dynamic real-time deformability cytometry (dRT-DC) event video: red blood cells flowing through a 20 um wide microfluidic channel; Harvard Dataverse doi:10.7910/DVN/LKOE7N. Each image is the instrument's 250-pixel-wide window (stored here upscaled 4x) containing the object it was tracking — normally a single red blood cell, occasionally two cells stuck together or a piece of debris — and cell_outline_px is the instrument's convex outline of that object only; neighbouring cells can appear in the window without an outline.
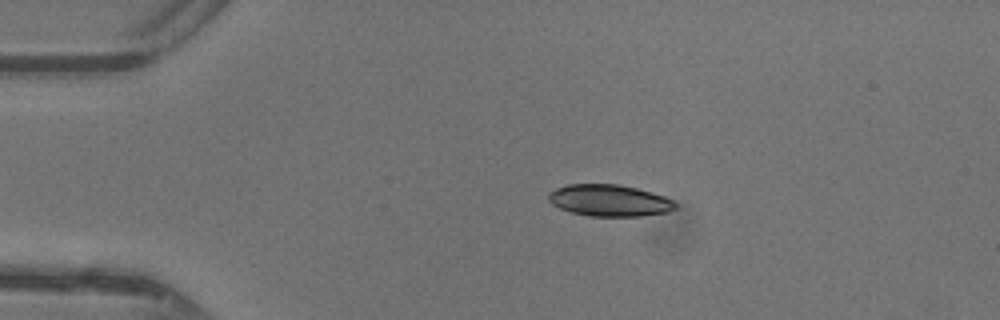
{"species": "common noctule bat (a hibernating species)", "species_latin": "Nyctalus noctula", "temperature_condition": "warm", "stored_images_in_passage": 38, "camera_frame_rate_fps": 3000, "um_per_image_px": 0.085, "animal": {"sex": "female"}, "frame": {"image": 1, "passage_image": 1, "time_ms": 0.0, "image_size_px": [1000, 320], "cell_outline_px": [[676, 208], [668, 212], [640, 216], [592, 216], [572, 212], [560, 208], [552, 204], [548, 200], [548, 192], [556, 188], [568, 184], [620, 184], [652, 192], [664, 196], [672, 200], [676, 204]], "centroid_in_image_um": [51.79, 17.03], "position_along_channel_um": 33.2, "area_um2": 23.41}}
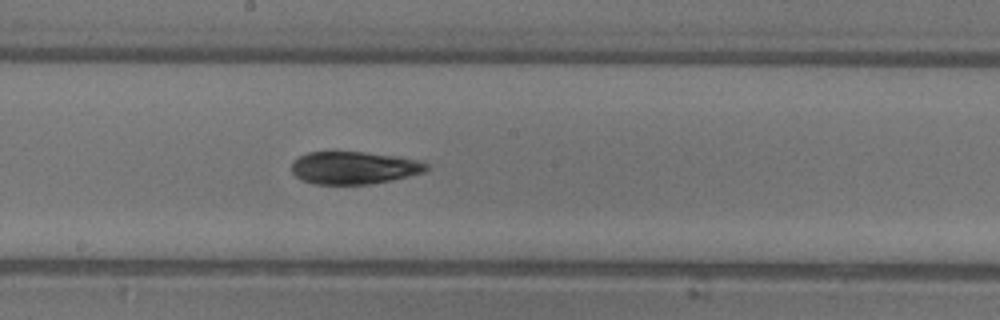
{"frame": {"image": 2, "passage_image": 17, "time_ms": 5.333, "image_size_px": [1000, 320], "cell_outline_px": [[428, 168], [424, 172], [392, 180], [368, 184], [316, 184], [300, 180], [292, 172], [292, 164], [300, 156], [308, 152], [364, 152], [396, 156], [416, 160], [428, 164]], "centroid_in_image_um": [30.08, 14.26], "position_along_channel_um": 218.1, "area_um2": 25.37}}
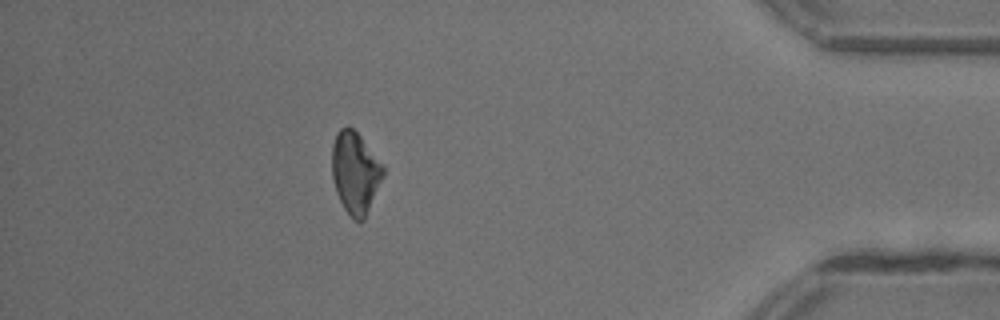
{"frame": {"image": 3, "passage_image": 33, "time_ms": 10.667, "image_size_px": [1000, 320], "cell_outline_px": [[384, 176], [364, 220], [352, 220], [344, 208], [336, 192], [332, 176], [332, 144], [336, 132], [340, 128], [348, 124], [360, 136], [384, 168]], "centroid_in_image_um": [30.17, 14.67], "position_along_channel_um": 405.0, "area_um2": 24.28}, "authors_computed_cell_mechanics": {"area_um2": 25.432, "velocity_mm_per_s": 4.3962, "shape_relaxation_time_tau1_ms": 5.7678, "shape_relaxation_time_tau2_ms": 4.8065, "deformation_change_tau1": 0.1898, "deformation_change_tau2": 0.1253}}